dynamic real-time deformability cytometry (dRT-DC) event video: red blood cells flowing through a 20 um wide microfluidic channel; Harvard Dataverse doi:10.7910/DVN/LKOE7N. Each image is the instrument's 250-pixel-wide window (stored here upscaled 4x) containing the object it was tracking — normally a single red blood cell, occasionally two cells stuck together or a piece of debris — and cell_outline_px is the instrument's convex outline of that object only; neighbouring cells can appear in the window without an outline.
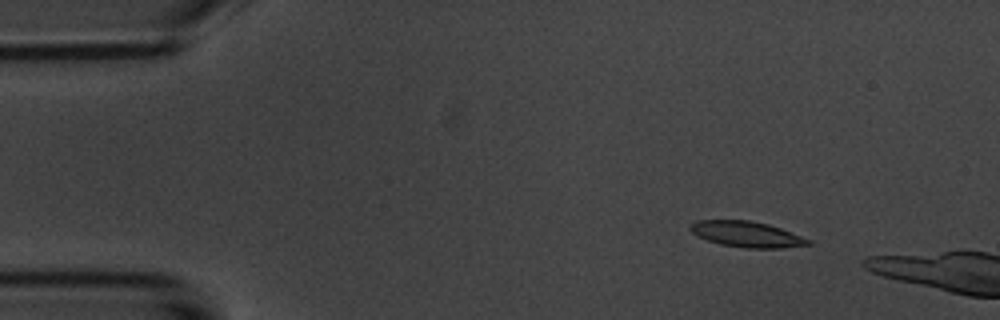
{"species": "common noctule bat (a hibernating species)", "species_latin": "Nyctalus noctula", "temperature_condition": "room temperature", "stored_images_in_passage": 2, "camera_frame_rate_fps": 3000, "um_per_image_px": 0.085, "animal": {"sex": "male", "body_mass_g": 20.1, "forearm_length_mm": 53.5}, "frame": {"image": 1, "passage_image": 1, "time_ms": 0.0, "image_size_px": [1000, 320], "cell_outline_px": [[812, 244], [780, 248], [744, 248], [720, 244], [696, 236], [688, 228], [688, 224], [696, 220], [748, 220], [768, 224], [780, 228], [812, 240]], "centroid_in_image_um": [63.43, 19.9], "position_along_channel_um": 21.6, "area_um2": 17.8}}